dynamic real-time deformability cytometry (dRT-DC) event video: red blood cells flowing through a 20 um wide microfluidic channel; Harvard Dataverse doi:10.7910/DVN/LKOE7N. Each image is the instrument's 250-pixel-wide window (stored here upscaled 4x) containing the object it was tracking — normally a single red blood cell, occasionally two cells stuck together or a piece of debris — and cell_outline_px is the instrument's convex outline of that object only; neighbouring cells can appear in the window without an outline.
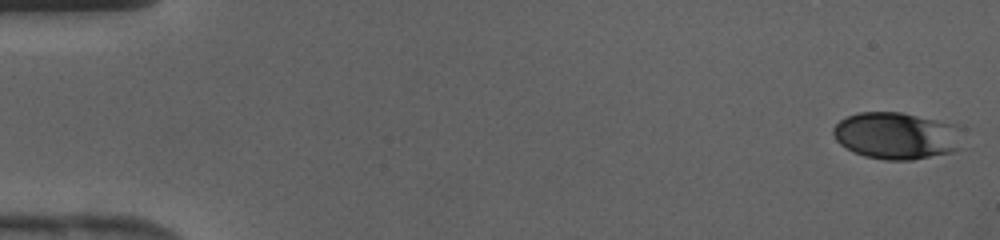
{"species": "human", "species_latin": "Homo sapiens", "temperature_condition": "cold", "stored_images_in_passage": 43, "camera_frame_rate_fps": 3000, "um_per_image_px": 0.085, "donor": {"sex": "female"}, "frame": {"image": 1, "passage_image": 1, "time_ms": 0.0, "image_size_px": [1000, 240], "cell_outline_px": [[964, 148], [952, 152], [912, 160], [884, 160], [864, 156], [852, 152], [840, 144], [836, 140], [832, 132], [832, 128], [840, 120], [848, 116], [860, 112], [900, 112], [956, 124], [960, 128]], "centroid_in_image_um": [76.24, 11.55], "position_along_channel_um": 8.8, "area_um2": 35.89}}
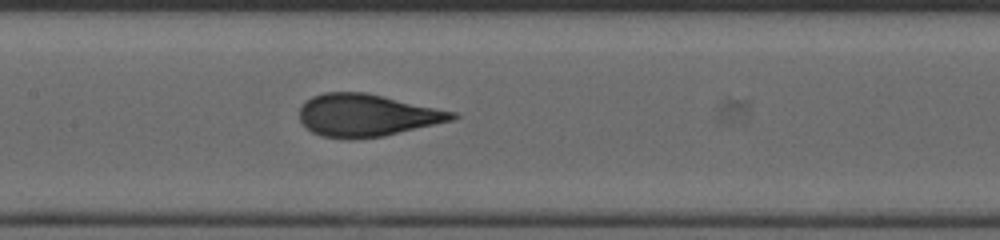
{"frame": {"image": 2, "passage_image": 21, "time_ms": 6.667, "image_size_px": [1000, 240], "cell_outline_px": [[460, 116], [456, 120], [384, 136], [348, 140], [320, 136], [312, 132], [300, 120], [300, 108], [312, 96], [324, 92], [364, 92], [384, 96], [456, 112]], "centroid_in_image_um": [31.22, 9.81], "position_along_channel_um": 176.2, "area_um2": 37.92}}
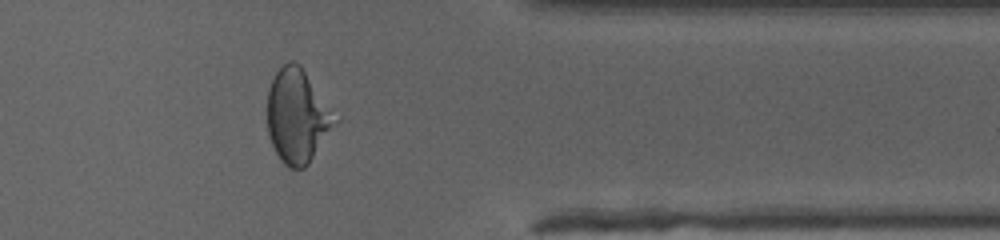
{"frame": {"image": 3, "passage_image": 35, "time_ms": 11.333, "image_size_px": [1000, 240], "cell_outline_px": [[340, 120], [308, 164], [304, 168], [288, 168], [280, 160], [272, 144], [268, 132], [268, 88], [276, 72], [288, 60], [292, 60], [300, 64], [340, 116]], "centroid_in_image_um": [25.33, 9.85], "position_along_channel_um": 386.1, "area_um2": 37.63}}